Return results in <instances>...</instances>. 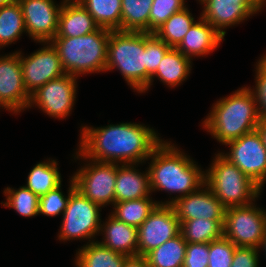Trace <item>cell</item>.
Returning <instances> with one entry per match:
<instances>
[{
  "instance_id": "6da1fadb",
  "label": "cell",
  "mask_w": 266,
  "mask_h": 267,
  "mask_svg": "<svg viewBox=\"0 0 266 267\" xmlns=\"http://www.w3.org/2000/svg\"><path fill=\"white\" fill-rule=\"evenodd\" d=\"M78 151L99 162L143 164L163 141L153 128L140 123L81 127ZM146 160V161H145Z\"/></svg>"
},
{
  "instance_id": "7a4b0ae2",
  "label": "cell",
  "mask_w": 266,
  "mask_h": 267,
  "mask_svg": "<svg viewBox=\"0 0 266 267\" xmlns=\"http://www.w3.org/2000/svg\"><path fill=\"white\" fill-rule=\"evenodd\" d=\"M148 159H151L147 168L151 192L165 190L170 195L178 193L163 204L171 205L176 199L197 191L205 184V171L171 142L163 140Z\"/></svg>"
},
{
  "instance_id": "3957f363",
  "label": "cell",
  "mask_w": 266,
  "mask_h": 267,
  "mask_svg": "<svg viewBox=\"0 0 266 267\" xmlns=\"http://www.w3.org/2000/svg\"><path fill=\"white\" fill-rule=\"evenodd\" d=\"M210 111L202 126L223 145L256 130L261 119L252 87L246 86L217 100Z\"/></svg>"
},
{
  "instance_id": "277c9868",
  "label": "cell",
  "mask_w": 266,
  "mask_h": 267,
  "mask_svg": "<svg viewBox=\"0 0 266 267\" xmlns=\"http://www.w3.org/2000/svg\"><path fill=\"white\" fill-rule=\"evenodd\" d=\"M110 32L100 27L84 36L54 37L50 42L58 52L64 72L75 77L106 72Z\"/></svg>"
},
{
  "instance_id": "5b68a950",
  "label": "cell",
  "mask_w": 266,
  "mask_h": 267,
  "mask_svg": "<svg viewBox=\"0 0 266 267\" xmlns=\"http://www.w3.org/2000/svg\"><path fill=\"white\" fill-rule=\"evenodd\" d=\"M118 69L128 85L146 93L145 32L111 30L106 71Z\"/></svg>"
},
{
  "instance_id": "8992f818",
  "label": "cell",
  "mask_w": 266,
  "mask_h": 267,
  "mask_svg": "<svg viewBox=\"0 0 266 267\" xmlns=\"http://www.w3.org/2000/svg\"><path fill=\"white\" fill-rule=\"evenodd\" d=\"M215 155L205 171V184L223 206L226 209L245 206L257 200L262 189L221 152Z\"/></svg>"
},
{
  "instance_id": "52a82bcc",
  "label": "cell",
  "mask_w": 266,
  "mask_h": 267,
  "mask_svg": "<svg viewBox=\"0 0 266 267\" xmlns=\"http://www.w3.org/2000/svg\"><path fill=\"white\" fill-rule=\"evenodd\" d=\"M74 159H85V166H81L72 176L76 190L93 203L104 207L115 203V185L117 163L99 162L84 157L79 151ZM92 161V162H91Z\"/></svg>"
},
{
  "instance_id": "ba28073f",
  "label": "cell",
  "mask_w": 266,
  "mask_h": 267,
  "mask_svg": "<svg viewBox=\"0 0 266 267\" xmlns=\"http://www.w3.org/2000/svg\"><path fill=\"white\" fill-rule=\"evenodd\" d=\"M101 207L83 196L78 190L70 194L63 213L58 239L68 241L86 239L93 242L101 226Z\"/></svg>"
},
{
  "instance_id": "9c48e42d",
  "label": "cell",
  "mask_w": 266,
  "mask_h": 267,
  "mask_svg": "<svg viewBox=\"0 0 266 267\" xmlns=\"http://www.w3.org/2000/svg\"><path fill=\"white\" fill-rule=\"evenodd\" d=\"M255 203L227 208L223 236L237 247L259 249L266 233V211Z\"/></svg>"
},
{
  "instance_id": "30bf717a",
  "label": "cell",
  "mask_w": 266,
  "mask_h": 267,
  "mask_svg": "<svg viewBox=\"0 0 266 267\" xmlns=\"http://www.w3.org/2000/svg\"><path fill=\"white\" fill-rule=\"evenodd\" d=\"M226 145L230 152L221 154L262 189L266 182V148L258 130L243 134Z\"/></svg>"
},
{
  "instance_id": "8fae6325",
  "label": "cell",
  "mask_w": 266,
  "mask_h": 267,
  "mask_svg": "<svg viewBox=\"0 0 266 267\" xmlns=\"http://www.w3.org/2000/svg\"><path fill=\"white\" fill-rule=\"evenodd\" d=\"M77 78L65 74L50 80L30 95L28 109L35 105L53 118L64 119L69 116L76 100Z\"/></svg>"
},
{
  "instance_id": "7c38bea8",
  "label": "cell",
  "mask_w": 266,
  "mask_h": 267,
  "mask_svg": "<svg viewBox=\"0 0 266 267\" xmlns=\"http://www.w3.org/2000/svg\"><path fill=\"white\" fill-rule=\"evenodd\" d=\"M42 45L43 47L26 57L20 52L23 82L29 95L50 80L66 74L53 44L42 42Z\"/></svg>"
},
{
  "instance_id": "4fadbf2b",
  "label": "cell",
  "mask_w": 266,
  "mask_h": 267,
  "mask_svg": "<svg viewBox=\"0 0 266 267\" xmlns=\"http://www.w3.org/2000/svg\"><path fill=\"white\" fill-rule=\"evenodd\" d=\"M180 222L170 204H158L138 227V255L145 256L180 232Z\"/></svg>"
},
{
  "instance_id": "5bb4252c",
  "label": "cell",
  "mask_w": 266,
  "mask_h": 267,
  "mask_svg": "<svg viewBox=\"0 0 266 267\" xmlns=\"http://www.w3.org/2000/svg\"><path fill=\"white\" fill-rule=\"evenodd\" d=\"M203 6L200 16L223 37L227 27L240 24L257 14L266 5L264 0H199Z\"/></svg>"
},
{
  "instance_id": "9a60e30c",
  "label": "cell",
  "mask_w": 266,
  "mask_h": 267,
  "mask_svg": "<svg viewBox=\"0 0 266 267\" xmlns=\"http://www.w3.org/2000/svg\"><path fill=\"white\" fill-rule=\"evenodd\" d=\"M30 95L22 76L20 52L0 56V107L18 114L28 108Z\"/></svg>"
},
{
  "instance_id": "2e32d148",
  "label": "cell",
  "mask_w": 266,
  "mask_h": 267,
  "mask_svg": "<svg viewBox=\"0 0 266 267\" xmlns=\"http://www.w3.org/2000/svg\"><path fill=\"white\" fill-rule=\"evenodd\" d=\"M21 5L26 31L34 41L50 42L57 33L63 5L54 0H18Z\"/></svg>"
},
{
  "instance_id": "e0dca14e",
  "label": "cell",
  "mask_w": 266,
  "mask_h": 267,
  "mask_svg": "<svg viewBox=\"0 0 266 267\" xmlns=\"http://www.w3.org/2000/svg\"><path fill=\"white\" fill-rule=\"evenodd\" d=\"M171 205L179 222L198 218L224 220L226 211V208L206 184L197 191L176 199Z\"/></svg>"
},
{
  "instance_id": "ac0fdd59",
  "label": "cell",
  "mask_w": 266,
  "mask_h": 267,
  "mask_svg": "<svg viewBox=\"0 0 266 267\" xmlns=\"http://www.w3.org/2000/svg\"><path fill=\"white\" fill-rule=\"evenodd\" d=\"M199 21L195 22L180 44L176 47L184 56L193 59L196 56H205L212 53L224 37L206 20L199 16Z\"/></svg>"
},
{
  "instance_id": "d6986e66",
  "label": "cell",
  "mask_w": 266,
  "mask_h": 267,
  "mask_svg": "<svg viewBox=\"0 0 266 267\" xmlns=\"http://www.w3.org/2000/svg\"><path fill=\"white\" fill-rule=\"evenodd\" d=\"M107 218L100 226L99 234L104 238L99 243L126 256L138 255V228L119 221L111 214Z\"/></svg>"
},
{
  "instance_id": "ffe728a7",
  "label": "cell",
  "mask_w": 266,
  "mask_h": 267,
  "mask_svg": "<svg viewBox=\"0 0 266 267\" xmlns=\"http://www.w3.org/2000/svg\"><path fill=\"white\" fill-rule=\"evenodd\" d=\"M136 164H117L115 202L150 197L148 170L140 172Z\"/></svg>"
},
{
  "instance_id": "44dd1931",
  "label": "cell",
  "mask_w": 266,
  "mask_h": 267,
  "mask_svg": "<svg viewBox=\"0 0 266 267\" xmlns=\"http://www.w3.org/2000/svg\"><path fill=\"white\" fill-rule=\"evenodd\" d=\"M99 28L94 18L79 1L63 2L55 37L84 36Z\"/></svg>"
},
{
  "instance_id": "7402d4cb",
  "label": "cell",
  "mask_w": 266,
  "mask_h": 267,
  "mask_svg": "<svg viewBox=\"0 0 266 267\" xmlns=\"http://www.w3.org/2000/svg\"><path fill=\"white\" fill-rule=\"evenodd\" d=\"M191 68V59L184 56L176 48H171L161 59L156 72L151 76L147 90L156 77L171 88L180 85L191 73Z\"/></svg>"
},
{
  "instance_id": "603a6c76",
  "label": "cell",
  "mask_w": 266,
  "mask_h": 267,
  "mask_svg": "<svg viewBox=\"0 0 266 267\" xmlns=\"http://www.w3.org/2000/svg\"><path fill=\"white\" fill-rule=\"evenodd\" d=\"M127 257L93 241L78 249L74 261L76 267H123Z\"/></svg>"
},
{
  "instance_id": "cb8c5ba5",
  "label": "cell",
  "mask_w": 266,
  "mask_h": 267,
  "mask_svg": "<svg viewBox=\"0 0 266 267\" xmlns=\"http://www.w3.org/2000/svg\"><path fill=\"white\" fill-rule=\"evenodd\" d=\"M187 242L179 233L159 247L148 252L145 257L149 267H182Z\"/></svg>"
},
{
  "instance_id": "d4e9b609",
  "label": "cell",
  "mask_w": 266,
  "mask_h": 267,
  "mask_svg": "<svg viewBox=\"0 0 266 267\" xmlns=\"http://www.w3.org/2000/svg\"><path fill=\"white\" fill-rule=\"evenodd\" d=\"M224 220L191 219L180 222V234L187 243H210L223 236Z\"/></svg>"
},
{
  "instance_id": "484cf974",
  "label": "cell",
  "mask_w": 266,
  "mask_h": 267,
  "mask_svg": "<svg viewBox=\"0 0 266 267\" xmlns=\"http://www.w3.org/2000/svg\"><path fill=\"white\" fill-rule=\"evenodd\" d=\"M50 160L37 163L29 172L27 184L24 185L38 196L47 194L62 183L58 162Z\"/></svg>"
},
{
  "instance_id": "4316f807",
  "label": "cell",
  "mask_w": 266,
  "mask_h": 267,
  "mask_svg": "<svg viewBox=\"0 0 266 267\" xmlns=\"http://www.w3.org/2000/svg\"><path fill=\"white\" fill-rule=\"evenodd\" d=\"M153 0H121V31L149 33Z\"/></svg>"
},
{
  "instance_id": "83f0119b",
  "label": "cell",
  "mask_w": 266,
  "mask_h": 267,
  "mask_svg": "<svg viewBox=\"0 0 266 267\" xmlns=\"http://www.w3.org/2000/svg\"><path fill=\"white\" fill-rule=\"evenodd\" d=\"M158 204L163 202L153 201L151 197L115 202L111 215L119 221L138 228Z\"/></svg>"
},
{
  "instance_id": "f1b7e54d",
  "label": "cell",
  "mask_w": 266,
  "mask_h": 267,
  "mask_svg": "<svg viewBox=\"0 0 266 267\" xmlns=\"http://www.w3.org/2000/svg\"><path fill=\"white\" fill-rule=\"evenodd\" d=\"M26 32L23 12L18 0L0 7V49L17 41Z\"/></svg>"
},
{
  "instance_id": "f546056e",
  "label": "cell",
  "mask_w": 266,
  "mask_h": 267,
  "mask_svg": "<svg viewBox=\"0 0 266 267\" xmlns=\"http://www.w3.org/2000/svg\"><path fill=\"white\" fill-rule=\"evenodd\" d=\"M99 27L121 31V0H79Z\"/></svg>"
},
{
  "instance_id": "4dcf8cb0",
  "label": "cell",
  "mask_w": 266,
  "mask_h": 267,
  "mask_svg": "<svg viewBox=\"0 0 266 267\" xmlns=\"http://www.w3.org/2000/svg\"><path fill=\"white\" fill-rule=\"evenodd\" d=\"M188 7L170 16L154 34L169 47L176 48L190 27L196 22Z\"/></svg>"
},
{
  "instance_id": "1f68e13d",
  "label": "cell",
  "mask_w": 266,
  "mask_h": 267,
  "mask_svg": "<svg viewBox=\"0 0 266 267\" xmlns=\"http://www.w3.org/2000/svg\"><path fill=\"white\" fill-rule=\"evenodd\" d=\"M6 202H1L3 207L13 208L23 217L39 215V196L30 191L26 186L19 189L7 187L4 190Z\"/></svg>"
},
{
  "instance_id": "d6a6232c",
  "label": "cell",
  "mask_w": 266,
  "mask_h": 267,
  "mask_svg": "<svg viewBox=\"0 0 266 267\" xmlns=\"http://www.w3.org/2000/svg\"><path fill=\"white\" fill-rule=\"evenodd\" d=\"M68 196L63 195L61 185L49 191L47 194L39 196V214L54 217L64 213L70 194L76 189L73 177L70 178Z\"/></svg>"
},
{
  "instance_id": "836d02e7",
  "label": "cell",
  "mask_w": 266,
  "mask_h": 267,
  "mask_svg": "<svg viewBox=\"0 0 266 267\" xmlns=\"http://www.w3.org/2000/svg\"><path fill=\"white\" fill-rule=\"evenodd\" d=\"M171 49L154 33L145 32V59H146V91L151 76L156 72L161 59Z\"/></svg>"
},
{
  "instance_id": "e575fe53",
  "label": "cell",
  "mask_w": 266,
  "mask_h": 267,
  "mask_svg": "<svg viewBox=\"0 0 266 267\" xmlns=\"http://www.w3.org/2000/svg\"><path fill=\"white\" fill-rule=\"evenodd\" d=\"M186 0H153L149 16V33H154L170 16L183 10Z\"/></svg>"
},
{
  "instance_id": "d590c367",
  "label": "cell",
  "mask_w": 266,
  "mask_h": 267,
  "mask_svg": "<svg viewBox=\"0 0 266 267\" xmlns=\"http://www.w3.org/2000/svg\"><path fill=\"white\" fill-rule=\"evenodd\" d=\"M236 247L224 236L210 242L208 267H231Z\"/></svg>"
},
{
  "instance_id": "8d00e7d4",
  "label": "cell",
  "mask_w": 266,
  "mask_h": 267,
  "mask_svg": "<svg viewBox=\"0 0 266 267\" xmlns=\"http://www.w3.org/2000/svg\"><path fill=\"white\" fill-rule=\"evenodd\" d=\"M255 87L252 92L256 98L258 112L261 119H266V54L261 56L256 64Z\"/></svg>"
},
{
  "instance_id": "74e56055",
  "label": "cell",
  "mask_w": 266,
  "mask_h": 267,
  "mask_svg": "<svg viewBox=\"0 0 266 267\" xmlns=\"http://www.w3.org/2000/svg\"><path fill=\"white\" fill-rule=\"evenodd\" d=\"M209 243H187L182 267H208Z\"/></svg>"
},
{
  "instance_id": "f35d334b",
  "label": "cell",
  "mask_w": 266,
  "mask_h": 267,
  "mask_svg": "<svg viewBox=\"0 0 266 267\" xmlns=\"http://www.w3.org/2000/svg\"><path fill=\"white\" fill-rule=\"evenodd\" d=\"M259 251L253 247H236L231 267H259Z\"/></svg>"
},
{
  "instance_id": "ab89813d",
  "label": "cell",
  "mask_w": 266,
  "mask_h": 267,
  "mask_svg": "<svg viewBox=\"0 0 266 267\" xmlns=\"http://www.w3.org/2000/svg\"><path fill=\"white\" fill-rule=\"evenodd\" d=\"M123 267H149L145 256H128L123 264Z\"/></svg>"
},
{
  "instance_id": "60d3db41",
  "label": "cell",
  "mask_w": 266,
  "mask_h": 267,
  "mask_svg": "<svg viewBox=\"0 0 266 267\" xmlns=\"http://www.w3.org/2000/svg\"><path fill=\"white\" fill-rule=\"evenodd\" d=\"M261 135L263 144L266 148V119H260V122L256 128Z\"/></svg>"
},
{
  "instance_id": "b9f144b4",
  "label": "cell",
  "mask_w": 266,
  "mask_h": 267,
  "mask_svg": "<svg viewBox=\"0 0 266 267\" xmlns=\"http://www.w3.org/2000/svg\"><path fill=\"white\" fill-rule=\"evenodd\" d=\"M16 0H0V7L4 6V5H8L11 4L13 2H15Z\"/></svg>"
},
{
  "instance_id": "7bdbcfd3",
  "label": "cell",
  "mask_w": 266,
  "mask_h": 267,
  "mask_svg": "<svg viewBox=\"0 0 266 267\" xmlns=\"http://www.w3.org/2000/svg\"><path fill=\"white\" fill-rule=\"evenodd\" d=\"M261 248H262L263 250H265V254H266V233H265L264 238L262 239V243H261L259 249H261Z\"/></svg>"
},
{
  "instance_id": "ee69618b",
  "label": "cell",
  "mask_w": 266,
  "mask_h": 267,
  "mask_svg": "<svg viewBox=\"0 0 266 267\" xmlns=\"http://www.w3.org/2000/svg\"><path fill=\"white\" fill-rule=\"evenodd\" d=\"M63 2H77L79 0H62Z\"/></svg>"
}]
</instances>
